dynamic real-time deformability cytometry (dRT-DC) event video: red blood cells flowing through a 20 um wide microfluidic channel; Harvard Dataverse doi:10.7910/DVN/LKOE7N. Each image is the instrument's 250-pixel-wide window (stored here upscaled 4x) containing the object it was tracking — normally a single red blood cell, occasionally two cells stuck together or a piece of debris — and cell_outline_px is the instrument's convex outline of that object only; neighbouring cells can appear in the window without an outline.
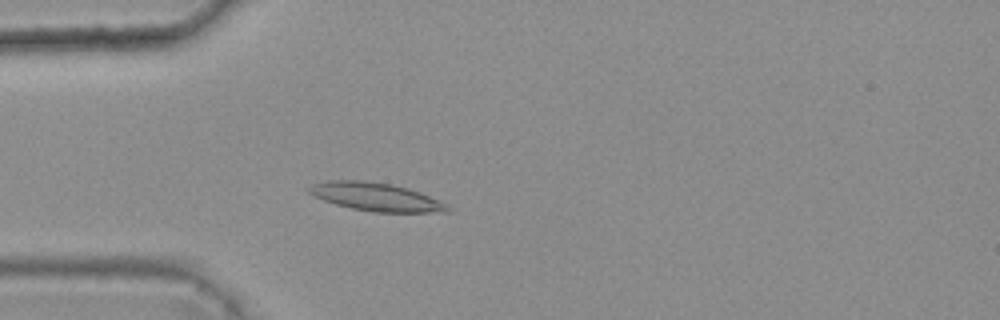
{"species": "common noctule bat (a hibernating species)", "species_latin": "Nyctalus noctula", "temperature_condition": "warm", "stored_images_in_passage": 4, "camera_frame_rate_fps": 3000, "um_per_image_px": 0.085, "animal": {"sex": "female", "body_mass_g": 25.1}, "frame": {"image": 1, "passage_image": 4, "time_ms": 1.0, "image_size_px": [1000, 320], "cell_outline_px": [[452, 208], [448, 212], [372, 212], [352, 208], [336, 204], [324, 200], [308, 192], [304, 188], [312, 184], [328, 180], [364, 180], [388, 184], [408, 188], [420, 192], [440, 200], [448, 204]], "centroid_in_image_um": [31.97, 16.73], "position_along_channel_um": 53.0, "area_um2": 22.83}}